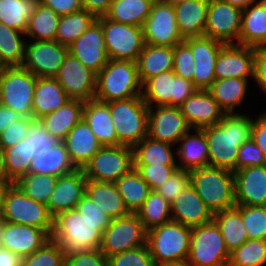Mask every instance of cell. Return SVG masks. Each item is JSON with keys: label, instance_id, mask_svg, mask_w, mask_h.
I'll use <instances>...</instances> for the list:
<instances>
[{"label": "cell", "instance_id": "obj_1", "mask_svg": "<svg viewBox=\"0 0 266 266\" xmlns=\"http://www.w3.org/2000/svg\"><path fill=\"white\" fill-rule=\"evenodd\" d=\"M253 116L247 113L225 114L217 125L203 128L209 165L236 171L239 147L251 138Z\"/></svg>", "mask_w": 266, "mask_h": 266}, {"label": "cell", "instance_id": "obj_2", "mask_svg": "<svg viewBox=\"0 0 266 266\" xmlns=\"http://www.w3.org/2000/svg\"><path fill=\"white\" fill-rule=\"evenodd\" d=\"M111 222H92L77 209L63 211L54 218L51 239L63 250L64 258L99 249L102 234Z\"/></svg>", "mask_w": 266, "mask_h": 266}, {"label": "cell", "instance_id": "obj_3", "mask_svg": "<svg viewBox=\"0 0 266 266\" xmlns=\"http://www.w3.org/2000/svg\"><path fill=\"white\" fill-rule=\"evenodd\" d=\"M142 96L137 62L109 59L96 75L95 99L102 102Z\"/></svg>", "mask_w": 266, "mask_h": 266}, {"label": "cell", "instance_id": "obj_4", "mask_svg": "<svg viewBox=\"0 0 266 266\" xmlns=\"http://www.w3.org/2000/svg\"><path fill=\"white\" fill-rule=\"evenodd\" d=\"M189 172L191 186L213 214L236 206L232 171L208 165Z\"/></svg>", "mask_w": 266, "mask_h": 266}, {"label": "cell", "instance_id": "obj_5", "mask_svg": "<svg viewBox=\"0 0 266 266\" xmlns=\"http://www.w3.org/2000/svg\"><path fill=\"white\" fill-rule=\"evenodd\" d=\"M0 215L5 222L34 226L52 235L54 217L47 206L29 198L14 183H10L4 191Z\"/></svg>", "mask_w": 266, "mask_h": 266}, {"label": "cell", "instance_id": "obj_6", "mask_svg": "<svg viewBox=\"0 0 266 266\" xmlns=\"http://www.w3.org/2000/svg\"><path fill=\"white\" fill-rule=\"evenodd\" d=\"M192 228L173 220L147 231V246L154 264L187 261Z\"/></svg>", "mask_w": 266, "mask_h": 266}, {"label": "cell", "instance_id": "obj_7", "mask_svg": "<svg viewBox=\"0 0 266 266\" xmlns=\"http://www.w3.org/2000/svg\"><path fill=\"white\" fill-rule=\"evenodd\" d=\"M107 103L120 145L133 148L148 135V105L142 96Z\"/></svg>", "mask_w": 266, "mask_h": 266}, {"label": "cell", "instance_id": "obj_8", "mask_svg": "<svg viewBox=\"0 0 266 266\" xmlns=\"http://www.w3.org/2000/svg\"><path fill=\"white\" fill-rule=\"evenodd\" d=\"M36 78L22 65L0 67V104L22 117L33 118Z\"/></svg>", "mask_w": 266, "mask_h": 266}, {"label": "cell", "instance_id": "obj_9", "mask_svg": "<svg viewBox=\"0 0 266 266\" xmlns=\"http://www.w3.org/2000/svg\"><path fill=\"white\" fill-rule=\"evenodd\" d=\"M230 252L214 220L192 227L187 262L191 266H228Z\"/></svg>", "mask_w": 266, "mask_h": 266}, {"label": "cell", "instance_id": "obj_10", "mask_svg": "<svg viewBox=\"0 0 266 266\" xmlns=\"http://www.w3.org/2000/svg\"><path fill=\"white\" fill-rule=\"evenodd\" d=\"M97 20L102 24L108 58L136 62L145 45L143 28L115 22L106 16Z\"/></svg>", "mask_w": 266, "mask_h": 266}, {"label": "cell", "instance_id": "obj_11", "mask_svg": "<svg viewBox=\"0 0 266 266\" xmlns=\"http://www.w3.org/2000/svg\"><path fill=\"white\" fill-rule=\"evenodd\" d=\"M147 244V230L136 213L112 219L102 234L99 250L105 257Z\"/></svg>", "mask_w": 266, "mask_h": 266}, {"label": "cell", "instance_id": "obj_12", "mask_svg": "<svg viewBox=\"0 0 266 266\" xmlns=\"http://www.w3.org/2000/svg\"><path fill=\"white\" fill-rule=\"evenodd\" d=\"M134 168L133 148L102 146L83 167L87 180L114 183Z\"/></svg>", "mask_w": 266, "mask_h": 266}, {"label": "cell", "instance_id": "obj_13", "mask_svg": "<svg viewBox=\"0 0 266 266\" xmlns=\"http://www.w3.org/2000/svg\"><path fill=\"white\" fill-rule=\"evenodd\" d=\"M196 90L193 82L170 70L149 78L142 85V98L148 106L179 107Z\"/></svg>", "mask_w": 266, "mask_h": 266}, {"label": "cell", "instance_id": "obj_14", "mask_svg": "<svg viewBox=\"0 0 266 266\" xmlns=\"http://www.w3.org/2000/svg\"><path fill=\"white\" fill-rule=\"evenodd\" d=\"M68 46L53 41L27 40L22 66L36 77H56Z\"/></svg>", "mask_w": 266, "mask_h": 266}, {"label": "cell", "instance_id": "obj_15", "mask_svg": "<svg viewBox=\"0 0 266 266\" xmlns=\"http://www.w3.org/2000/svg\"><path fill=\"white\" fill-rule=\"evenodd\" d=\"M242 11L222 0H210L204 36L223 44H238Z\"/></svg>", "mask_w": 266, "mask_h": 266}, {"label": "cell", "instance_id": "obj_16", "mask_svg": "<svg viewBox=\"0 0 266 266\" xmlns=\"http://www.w3.org/2000/svg\"><path fill=\"white\" fill-rule=\"evenodd\" d=\"M144 42L174 47L184 41L179 33L174 7L156 0L143 26Z\"/></svg>", "mask_w": 266, "mask_h": 266}, {"label": "cell", "instance_id": "obj_17", "mask_svg": "<svg viewBox=\"0 0 266 266\" xmlns=\"http://www.w3.org/2000/svg\"><path fill=\"white\" fill-rule=\"evenodd\" d=\"M191 129L180 107L148 106V135L150 138L177 145Z\"/></svg>", "mask_w": 266, "mask_h": 266}, {"label": "cell", "instance_id": "obj_18", "mask_svg": "<svg viewBox=\"0 0 266 266\" xmlns=\"http://www.w3.org/2000/svg\"><path fill=\"white\" fill-rule=\"evenodd\" d=\"M55 78L70 99L86 102L95 98L96 74L69 52Z\"/></svg>", "mask_w": 266, "mask_h": 266}, {"label": "cell", "instance_id": "obj_19", "mask_svg": "<svg viewBox=\"0 0 266 266\" xmlns=\"http://www.w3.org/2000/svg\"><path fill=\"white\" fill-rule=\"evenodd\" d=\"M184 42L195 61L193 85L197 90H208L216 80L214 68L223 43L206 36L186 38Z\"/></svg>", "mask_w": 266, "mask_h": 266}, {"label": "cell", "instance_id": "obj_20", "mask_svg": "<svg viewBox=\"0 0 266 266\" xmlns=\"http://www.w3.org/2000/svg\"><path fill=\"white\" fill-rule=\"evenodd\" d=\"M68 52L96 75L108 62L102 24L96 19L69 47Z\"/></svg>", "mask_w": 266, "mask_h": 266}, {"label": "cell", "instance_id": "obj_21", "mask_svg": "<svg viewBox=\"0 0 266 266\" xmlns=\"http://www.w3.org/2000/svg\"><path fill=\"white\" fill-rule=\"evenodd\" d=\"M255 48L241 44H223L215 64L216 79H254Z\"/></svg>", "mask_w": 266, "mask_h": 266}, {"label": "cell", "instance_id": "obj_22", "mask_svg": "<svg viewBox=\"0 0 266 266\" xmlns=\"http://www.w3.org/2000/svg\"><path fill=\"white\" fill-rule=\"evenodd\" d=\"M87 181L83 169L57 177L47 204L49 213L55 218L63 211L76 209L78 202L86 194Z\"/></svg>", "mask_w": 266, "mask_h": 266}, {"label": "cell", "instance_id": "obj_23", "mask_svg": "<svg viewBox=\"0 0 266 266\" xmlns=\"http://www.w3.org/2000/svg\"><path fill=\"white\" fill-rule=\"evenodd\" d=\"M233 175L236 205L266 206V165L241 168Z\"/></svg>", "mask_w": 266, "mask_h": 266}, {"label": "cell", "instance_id": "obj_24", "mask_svg": "<svg viewBox=\"0 0 266 266\" xmlns=\"http://www.w3.org/2000/svg\"><path fill=\"white\" fill-rule=\"evenodd\" d=\"M179 107L191 129L217 125L225 115L208 90H196Z\"/></svg>", "mask_w": 266, "mask_h": 266}, {"label": "cell", "instance_id": "obj_25", "mask_svg": "<svg viewBox=\"0 0 266 266\" xmlns=\"http://www.w3.org/2000/svg\"><path fill=\"white\" fill-rule=\"evenodd\" d=\"M49 240L51 236L44 229L3 221L2 247L22 258L42 248Z\"/></svg>", "mask_w": 266, "mask_h": 266}, {"label": "cell", "instance_id": "obj_26", "mask_svg": "<svg viewBox=\"0 0 266 266\" xmlns=\"http://www.w3.org/2000/svg\"><path fill=\"white\" fill-rule=\"evenodd\" d=\"M170 208L173 221L191 228L209 223L214 217L191 184L174 199Z\"/></svg>", "mask_w": 266, "mask_h": 266}, {"label": "cell", "instance_id": "obj_27", "mask_svg": "<svg viewBox=\"0 0 266 266\" xmlns=\"http://www.w3.org/2000/svg\"><path fill=\"white\" fill-rule=\"evenodd\" d=\"M63 142L77 169H83L102 147L84 118L70 130Z\"/></svg>", "mask_w": 266, "mask_h": 266}, {"label": "cell", "instance_id": "obj_28", "mask_svg": "<svg viewBox=\"0 0 266 266\" xmlns=\"http://www.w3.org/2000/svg\"><path fill=\"white\" fill-rule=\"evenodd\" d=\"M175 149L179 169L190 171L209 165L208 144L202 129H190Z\"/></svg>", "mask_w": 266, "mask_h": 266}, {"label": "cell", "instance_id": "obj_29", "mask_svg": "<svg viewBox=\"0 0 266 266\" xmlns=\"http://www.w3.org/2000/svg\"><path fill=\"white\" fill-rule=\"evenodd\" d=\"M254 79L246 78H225L216 79L208 91L218 103L225 114L246 113L242 111L245 107L250 82ZM244 103V104H243ZM241 108V109H238ZM239 110H241L239 112Z\"/></svg>", "mask_w": 266, "mask_h": 266}, {"label": "cell", "instance_id": "obj_30", "mask_svg": "<svg viewBox=\"0 0 266 266\" xmlns=\"http://www.w3.org/2000/svg\"><path fill=\"white\" fill-rule=\"evenodd\" d=\"M83 118L102 146H119L107 102L91 99L84 103Z\"/></svg>", "mask_w": 266, "mask_h": 266}, {"label": "cell", "instance_id": "obj_31", "mask_svg": "<svg viewBox=\"0 0 266 266\" xmlns=\"http://www.w3.org/2000/svg\"><path fill=\"white\" fill-rule=\"evenodd\" d=\"M71 100L54 77H37L33 96V119L39 120Z\"/></svg>", "mask_w": 266, "mask_h": 266}, {"label": "cell", "instance_id": "obj_32", "mask_svg": "<svg viewBox=\"0 0 266 266\" xmlns=\"http://www.w3.org/2000/svg\"><path fill=\"white\" fill-rule=\"evenodd\" d=\"M210 0H186L174 5L176 23L183 39L204 36Z\"/></svg>", "mask_w": 266, "mask_h": 266}, {"label": "cell", "instance_id": "obj_33", "mask_svg": "<svg viewBox=\"0 0 266 266\" xmlns=\"http://www.w3.org/2000/svg\"><path fill=\"white\" fill-rule=\"evenodd\" d=\"M238 44L254 48L266 47V11L259 1L242 11Z\"/></svg>", "mask_w": 266, "mask_h": 266}, {"label": "cell", "instance_id": "obj_34", "mask_svg": "<svg viewBox=\"0 0 266 266\" xmlns=\"http://www.w3.org/2000/svg\"><path fill=\"white\" fill-rule=\"evenodd\" d=\"M84 101L69 100L64 106L39 119L46 130L63 141L70 130L83 118Z\"/></svg>", "mask_w": 266, "mask_h": 266}, {"label": "cell", "instance_id": "obj_35", "mask_svg": "<svg viewBox=\"0 0 266 266\" xmlns=\"http://www.w3.org/2000/svg\"><path fill=\"white\" fill-rule=\"evenodd\" d=\"M77 168L70 159L63 141L44 153L33 157L29 172L40 175L62 176L73 172Z\"/></svg>", "mask_w": 266, "mask_h": 266}, {"label": "cell", "instance_id": "obj_36", "mask_svg": "<svg viewBox=\"0 0 266 266\" xmlns=\"http://www.w3.org/2000/svg\"><path fill=\"white\" fill-rule=\"evenodd\" d=\"M136 62L138 76L143 85L149 78L173 70V47L145 43Z\"/></svg>", "mask_w": 266, "mask_h": 266}, {"label": "cell", "instance_id": "obj_37", "mask_svg": "<svg viewBox=\"0 0 266 266\" xmlns=\"http://www.w3.org/2000/svg\"><path fill=\"white\" fill-rule=\"evenodd\" d=\"M86 195L112 219L129 214L114 183L88 180Z\"/></svg>", "mask_w": 266, "mask_h": 266}, {"label": "cell", "instance_id": "obj_38", "mask_svg": "<svg viewBox=\"0 0 266 266\" xmlns=\"http://www.w3.org/2000/svg\"><path fill=\"white\" fill-rule=\"evenodd\" d=\"M174 146L146 136L133 147L134 164L177 165Z\"/></svg>", "mask_w": 266, "mask_h": 266}, {"label": "cell", "instance_id": "obj_39", "mask_svg": "<svg viewBox=\"0 0 266 266\" xmlns=\"http://www.w3.org/2000/svg\"><path fill=\"white\" fill-rule=\"evenodd\" d=\"M59 19V14L38 1L34 13L28 20L27 29L25 31L27 40H55Z\"/></svg>", "mask_w": 266, "mask_h": 266}, {"label": "cell", "instance_id": "obj_40", "mask_svg": "<svg viewBox=\"0 0 266 266\" xmlns=\"http://www.w3.org/2000/svg\"><path fill=\"white\" fill-rule=\"evenodd\" d=\"M114 184L129 213H137L151 191L149 185L142 179L135 168L122 175Z\"/></svg>", "mask_w": 266, "mask_h": 266}, {"label": "cell", "instance_id": "obj_41", "mask_svg": "<svg viewBox=\"0 0 266 266\" xmlns=\"http://www.w3.org/2000/svg\"><path fill=\"white\" fill-rule=\"evenodd\" d=\"M156 0H112L105 15L115 22L142 27Z\"/></svg>", "mask_w": 266, "mask_h": 266}, {"label": "cell", "instance_id": "obj_42", "mask_svg": "<svg viewBox=\"0 0 266 266\" xmlns=\"http://www.w3.org/2000/svg\"><path fill=\"white\" fill-rule=\"evenodd\" d=\"M213 220L219 227L229 252L240 247L248 240L241 213L235 206L214 213Z\"/></svg>", "mask_w": 266, "mask_h": 266}, {"label": "cell", "instance_id": "obj_43", "mask_svg": "<svg viewBox=\"0 0 266 266\" xmlns=\"http://www.w3.org/2000/svg\"><path fill=\"white\" fill-rule=\"evenodd\" d=\"M32 154L31 140L27 137L15 146L3 150L5 177L10 183L16 182L29 172Z\"/></svg>", "mask_w": 266, "mask_h": 266}, {"label": "cell", "instance_id": "obj_44", "mask_svg": "<svg viewBox=\"0 0 266 266\" xmlns=\"http://www.w3.org/2000/svg\"><path fill=\"white\" fill-rule=\"evenodd\" d=\"M27 38L24 32L0 22V67L21 65Z\"/></svg>", "mask_w": 266, "mask_h": 266}, {"label": "cell", "instance_id": "obj_45", "mask_svg": "<svg viewBox=\"0 0 266 266\" xmlns=\"http://www.w3.org/2000/svg\"><path fill=\"white\" fill-rule=\"evenodd\" d=\"M96 19L93 14L85 9L60 16L55 40L59 44L69 47Z\"/></svg>", "mask_w": 266, "mask_h": 266}, {"label": "cell", "instance_id": "obj_46", "mask_svg": "<svg viewBox=\"0 0 266 266\" xmlns=\"http://www.w3.org/2000/svg\"><path fill=\"white\" fill-rule=\"evenodd\" d=\"M39 0H0V22L24 32Z\"/></svg>", "mask_w": 266, "mask_h": 266}, {"label": "cell", "instance_id": "obj_47", "mask_svg": "<svg viewBox=\"0 0 266 266\" xmlns=\"http://www.w3.org/2000/svg\"><path fill=\"white\" fill-rule=\"evenodd\" d=\"M148 231L172 220L170 203L155 190H151L136 213Z\"/></svg>", "mask_w": 266, "mask_h": 266}, {"label": "cell", "instance_id": "obj_48", "mask_svg": "<svg viewBox=\"0 0 266 266\" xmlns=\"http://www.w3.org/2000/svg\"><path fill=\"white\" fill-rule=\"evenodd\" d=\"M56 181V176L28 172L26 175L21 176L14 184L29 198L47 206Z\"/></svg>", "mask_w": 266, "mask_h": 266}, {"label": "cell", "instance_id": "obj_49", "mask_svg": "<svg viewBox=\"0 0 266 266\" xmlns=\"http://www.w3.org/2000/svg\"><path fill=\"white\" fill-rule=\"evenodd\" d=\"M266 240L248 239L230 252L228 266H265Z\"/></svg>", "mask_w": 266, "mask_h": 266}, {"label": "cell", "instance_id": "obj_50", "mask_svg": "<svg viewBox=\"0 0 266 266\" xmlns=\"http://www.w3.org/2000/svg\"><path fill=\"white\" fill-rule=\"evenodd\" d=\"M241 213L248 239L266 240V206H235Z\"/></svg>", "mask_w": 266, "mask_h": 266}, {"label": "cell", "instance_id": "obj_51", "mask_svg": "<svg viewBox=\"0 0 266 266\" xmlns=\"http://www.w3.org/2000/svg\"><path fill=\"white\" fill-rule=\"evenodd\" d=\"M21 266H65L62 247L51 239L42 248L23 257Z\"/></svg>", "mask_w": 266, "mask_h": 266}, {"label": "cell", "instance_id": "obj_52", "mask_svg": "<svg viewBox=\"0 0 266 266\" xmlns=\"http://www.w3.org/2000/svg\"><path fill=\"white\" fill-rule=\"evenodd\" d=\"M108 266H154L146 245L107 257Z\"/></svg>", "mask_w": 266, "mask_h": 266}, {"label": "cell", "instance_id": "obj_53", "mask_svg": "<svg viewBox=\"0 0 266 266\" xmlns=\"http://www.w3.org/2000/svg\"><path fill=\"white\" fill-rule=\"evenodd\" d=\"M173 70L177 76L193 82L195 61L190 47L184 41L173 47Z\"/></svg>", "mask_w": 266, "mask_h": 266}, {"label": "cell", "instance_id": "obj_54", "mask_svg": "<svg viewBox=\"0 0 266 266\" xmlns=\"http://www.w3.org/2000/svg\"><path fill=\"white\" fill-rule=\"evenodd\" d=\"M142 179L149 185L151 190H155L162 185L171 174L178 169L177 165H154V164H134Z\"/></svg>", "mask_w": 266, "mask_h": 266}, {"label": "cell", "instance_id": "obj_55", "mask_svg": "<svg viewBox=\"0 0 266 266\" xmlns=\"http://www.w3.org/2000/svg\"><path fill=\"white\" fill-rule=\"evenodd\" d=\"M190 185V172L176 169L173 174L155 191L164 197L170 204L174 199Z\"/></svg>", "mask_w": 266, "mask_h": 266}, {"label": "cell", "instance_id": "obj_56", "mask_svg": "<svg viewBox=\"0 0 266 266\" xmlns=\"http://www.w3.org/2000/svg\"><path fill=\"white\" fill-rule=\"evenodd\" d=\"M27 138L31 140L32 154L34 157L54 147L59 140L45 129L39 120H34L29 127Z\"/></svg>", "mask_w": 266, "mask_h": 266}, {"label": "cell", "instance_id": "obj_57", "mask_svg": "<svg viewBox=\"0 0 266 266\" xmlns=\"http://www.w3.org/2000/svg\"><path fill=\"white\" fill-rule=\"evenodd\" d=\"M33 121V118L21 117L8 126L0 133V149L3 151L15 146L19 141L24 140Z\"/></svg>", "mask_w": 266, "mask_h": 266}, {"label": "cell", "instance_id": "obj_58", "mask_svg": "<svg viewBox=\"0 0 266 266\" xmlns=\"http://www.w3.org/2000/svg\"><path fill=\"white\" fill-rule=\"evenodd\" d=\"M262 165H266V157L253 139L250 138L239 147L236 170Z\"/></svg>", "mask_w": 266, "mask_h": 266}, {"label": "cell", "instance_id": "obj_59", "mask_svg": "<svg viewBox=\"0 0 266 266\" xmlns=\"http://www.w3.org/2000/svg\"><path fill=\"white\" fill-rule=\"evenodd\" d=\"M65 266H108V263L107 257L99 249H95L66 258Z\"/></svg>", "mask_w": 266, "mask_h": 266}, {"label": "cell", "instance_id": "obj_60", "mask_svg": "<svg viewBox=\"0 0 266 266\" xmlns=\"http://www.w3.org/2000/svg\"><path fill=\"white\" fill-rule=\"evenodd\" d=\"M76 209L81 213V215L89 221L92 222H111L110 218L106 212L101 210L92 199L86 194L78 202Z\"/></svg>", "mask_w": 266, "mask_h": 266}, {"label": "cell", "instance_id": "obj_61", "mask_svg": "<svg viewBox=\"0 0 266 266\" xmlns=\"http://www.w3.org/2000/svg\"><path fill=\"white\" fill-rule=\"evenodd\" d=\"M253 82L266 96V47L255 48Z\"/></svg>", "mask_w": 266, "mask_h": 266}, {"label": "cell", "instance_id": "obj_62", "mask_svg": "<svg viewBox=\"0 0 266 266\" xmlns=\"http://www.w3.org/2000/svg\"><path fill=\"white\" fill-rule=\"evenodd\" d=\"M256 116L253 115L251 138L266 157V110Z\"/></svg>", "mask_w": 266, "mask_h": 266}, {"label": "cell", "instance_id": "obj_63", "mask_svg": "<svg viewBox=\"0 0 266 266\" xmlns=\"http://www.w3.org/2000/svg\"><path fill=\"white\" fill-rule=\"evenodd\" d=\"M39 2L53 9L60 16L83 9L81 0H39Z\"/></svg>", "mask_w": 266, "mask_h": 266}, {"label": "cell", "instance_id": "obj_64", "mask_svg": "<svg viewBox=\"0 0 266 266\" xmlns=\"http://www.w3.org/2000/svg\"><path fill=\"white\" fill-rule=\"evenodd\" d=\"M82 7L96 18L105 16L109 11L112 0H81Z\"/></svg>", "mask_w": 266, "mask_h": 266}, {"label": "cell", "instance_id": "obj_65", "mask_svg": "<svg viewBox=\"0 0 266 266\" xmlns=\"http://www.w3.org/2000/svg\"><path fill=\"white\" fill-rule=\"evenodd\" d=\"M22 116L16 113L11 108L2 106L0 104V133H2L8 126L19 120Z\"/></svg>", "mask_w": 266, "mask_h": 266}, {"label": "cell", "instance_id": "obj_66", "mask_svg": "<svg viewBox=\"0 0 266 266\" xmlns=\"http://www.w3.org/2000/svg\"><path fill=\"white\" fill-rule=\"evenodd\" d=\"M22 259L14 252L3 247L0 248V266H21Z\"/></svg>", "mask_w": 266, "mask_h": 266}, {"label": "cell", "instance_id": "obj_67", "mask_svg": "<svg viewBox=\"0 0 266 266\" xmlns=\"http://www.w3.org/2000/svg\"><path fill=\"white\" fill-rule=\"evenodd\" d=\"M222 1L227 2L228 4L236 6L243 10L246 7H249L250 5L256 3L258 0H222Z\"/></svg>", "mask_w": 266, "mask_h": 266}, {"label": "cell", "instance_id": "obj_68", "mask_svg": "<svg viewBox=\"0 0 266 266\" xmlns=\"http://www.w3.org/2000/svg\"><path fill=\"white\" fill-rule=\"evenodd\" d=\"M9 184L10 182L6 178H0V205L3 199L4 191Z\"/></svg>", "mask_w": 266, "mask_h": 266}, {"label": "cell", "instance_id": "obj_69", "mask_svg": "<svg viewBox=\"0 0 266 266\" xmlns=\"http://www.w3.org/2000/svg\"><path fill=\"white\" fill-rule=\"evenodd\" d=\"M154 266H191L187 261L178 263L154 264Z\"/></svg>", "mask_w": 266, "mask_h": 266}, {"label": "cell", "instance_id": "obj_70", "mask_svg": "<svg viewBox=\"0 0 266 266\" xmlns=\"http://www.w3.org/2000/svg\"><path fill=\"white\" fill-rule=\"evenodd\" d=\"M0 178H6L4 171L3 151L1 149H0Z\"/></svg>", "mask_w": 266, "mask_h": 266}, {"label": "cell", "instance_id": "obj_71", "mask_svg": "<svg viewBox=\"0 0 266 266\" xmlns=\"http://www.w3.org/2000/svg\"><path fill=\"white\" fill-rule=\"evenodd\" d=\"M160 2L162 3H165V4H170L171 6H174V5H177L179 3H182L186 0H159Z\"/></svg>", "mask_w": 266, "mask_h": 266}, {"label": "cell", "instance_id": "obj_72", "mask_svg": "<svg viewBox=\"0 0 266 266\" xmlns=\"http://www.w3.org/2000/svg\"><path fill=\"white\" fill-rule=\"evenodd\" d=\"M2 229H3V220L0 215V248L2 247Z\"/></svg>", "mask_w": 266, "mask_h": 266}, {"label": "cell", "instance_id": "obj_73", "mask_svg": "<svg viewBox=\"0 0 266 266\" xmlns=\"http://www.w3.org/2000/svg\"><path fill=\"white\" fill-rule=\"evenodd\" d=\"M262 6L264 7L265 11H266V0H258Z\"/></svg>", "mask_w": 266, "mask_h": 266}]
</instances>
